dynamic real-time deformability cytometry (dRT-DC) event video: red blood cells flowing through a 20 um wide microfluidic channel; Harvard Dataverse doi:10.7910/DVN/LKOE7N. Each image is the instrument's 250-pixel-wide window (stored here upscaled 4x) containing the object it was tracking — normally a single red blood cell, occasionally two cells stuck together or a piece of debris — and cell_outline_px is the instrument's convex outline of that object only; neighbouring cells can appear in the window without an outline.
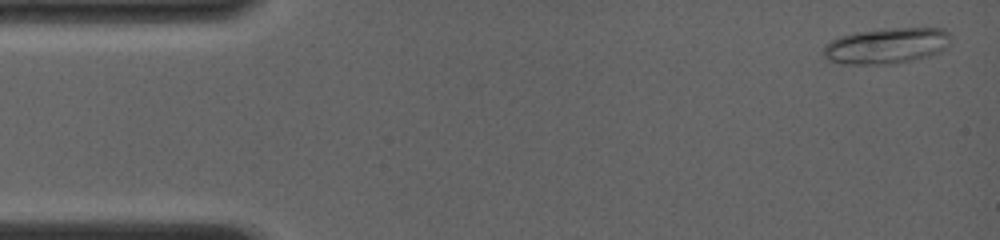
{"species": "common noctule bat (a hibernating species)", "species_latin": "Nyctalus noctula", "temperature_condition": "room temperature", "stored_images_in_passage": 9, "camera_frame_rate_fps": 4000, "um_per_image_px": 0.085, "animal": {"sex": "female", "body_mass_g": 19.0, "forearm_length_mm": 56.7}, "frame": {"image": 1, "passage_image": 1, "time_ms": 0.0, "image_size_px": [1000, 240], "cell_outline_px": [[948, 44], [944, 48], [908, 60], [888, 64], [840, 64], [828, 60], [820, 52], [824, 44], [840, 36], [856, 32], [884, 28], [944, 28], [948, 32]], "centroid_in_image_um": [75.2, 3.87], "position_along_channel_um": 9.8, "area_um2": 26.13}}
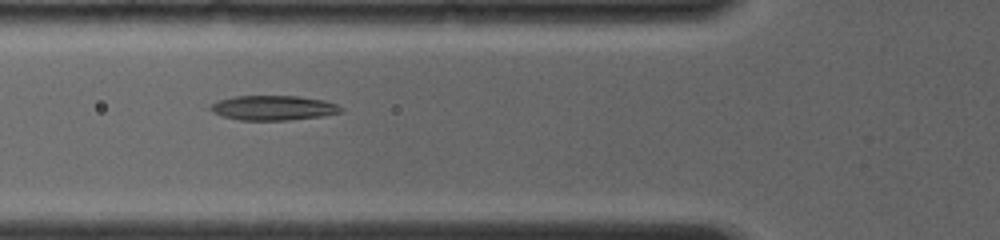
{"frame": {"image": 2, "passage_image": 8, "time_ms": 5.0, "image_size_px": [1000, 240], "cell_outline_px": [[344, 108], [340, 112], [324, 116], [288, 120], [240, 120], [224, 116], [212, 112], [208, 108], [212, 104], [220, 100], [236, 96], [296, 96], [324, 100], [336, 104]], "centroid_in_image_um": [23.25, 9.17], "position_along_channel_um": 102.6, "area_um2": 18.67}}
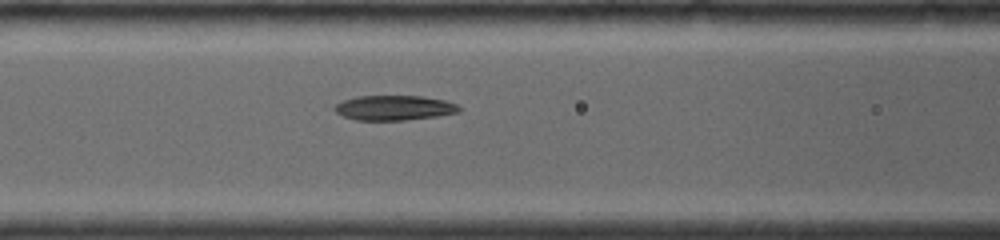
{"frame": {"image": 3, "passage_image": 9, "time_ms": 5.75, "image_size_px": [1000, 240], "cell_outline_px": [[460, 112], [436, 116], [404, 120], [356, 120], [344, 116], [336, 112], [332, 108], [336, 104], [344, 100], [356, 96], [424, 96], [448, 100], [456, 104], [460, 108]], "centroid_in_image_um": [33.52, 9.15], "position_along_channel_um": 133.1, "area_um2": 18.09}}